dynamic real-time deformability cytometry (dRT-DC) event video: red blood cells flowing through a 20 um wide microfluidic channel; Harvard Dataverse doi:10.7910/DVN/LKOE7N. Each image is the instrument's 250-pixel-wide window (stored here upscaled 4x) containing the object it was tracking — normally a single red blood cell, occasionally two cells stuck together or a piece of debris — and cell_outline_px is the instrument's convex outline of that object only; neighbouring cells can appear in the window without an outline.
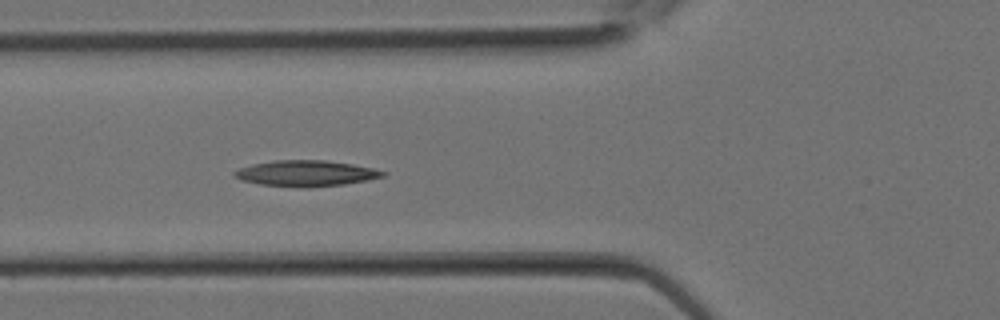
{"species": "Egyptian fruit bat (a non-hibernating species)", "species_latin": "Rousettus aegyptiacus", "temperature_condition": "room temperature", "stored_images_in_passage": 3, "camera_frame_rate_fps": 3000, "um_per_image_px": 0.085, "animal": {"sex": "female"}, "frame": {"image": 1, "passage_image": 3, "time_ms": 0.667, "image_size_px": [1000, 320], "cell_outline_px": [[388, 172], [384, 176], [368, 180], [344, 184], [308, 188], [260, 184], [240, 180], [232, 176], [232, 172], [240, 168], [252, 164], [272, 160], [324, 160], [352, 164], [372, 168]], "centroid_in_image_um": [25.98, 14.73], "position_along_channel_um": 99.8, "area_um2": 22.48}}